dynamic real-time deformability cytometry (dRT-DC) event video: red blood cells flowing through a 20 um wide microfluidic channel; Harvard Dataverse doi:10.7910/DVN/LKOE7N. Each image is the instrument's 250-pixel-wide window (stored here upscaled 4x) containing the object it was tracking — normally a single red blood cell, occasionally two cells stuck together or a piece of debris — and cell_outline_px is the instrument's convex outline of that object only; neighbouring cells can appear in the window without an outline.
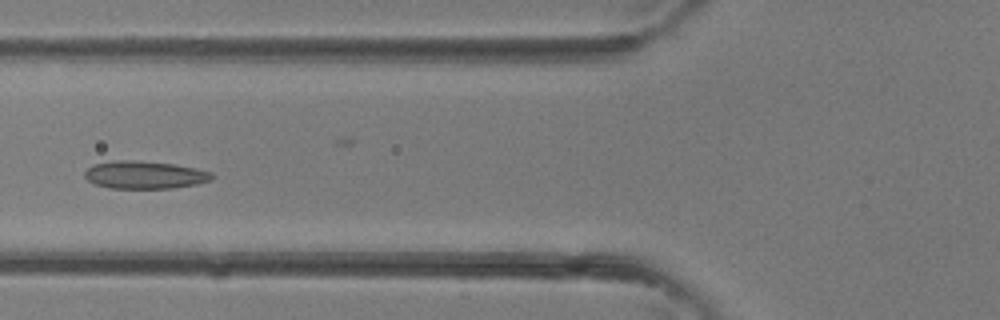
{"species": "common noctule bat (a hibernating species)", "species_latin": "Nyctalus noctula", "temperature_condition": "room temperature", "stored_images_in_passage": 4, "camera_frame_rate_fps": 3000, "um_per_image_px": 0.085, "animal": {"sex": "female"}, "frame": {"image": 1, "passage_image": 3, "time_ms": 0.667, "image_size_px": [1000, 320], "cell_outline_px": [[216, 176], [212, 180], [196, 184], [172, 188], [108, 188], [96, 184], [88, 180], [84, 176], [84, 172], [92, 164], [112, 160], [136, 160], [172, 164], [196, 168], [212, 172]], "centroid_in_image_um": [12.3, 14.86], "position_along_channel_um": 113.5, "area_um2": 20.69}}